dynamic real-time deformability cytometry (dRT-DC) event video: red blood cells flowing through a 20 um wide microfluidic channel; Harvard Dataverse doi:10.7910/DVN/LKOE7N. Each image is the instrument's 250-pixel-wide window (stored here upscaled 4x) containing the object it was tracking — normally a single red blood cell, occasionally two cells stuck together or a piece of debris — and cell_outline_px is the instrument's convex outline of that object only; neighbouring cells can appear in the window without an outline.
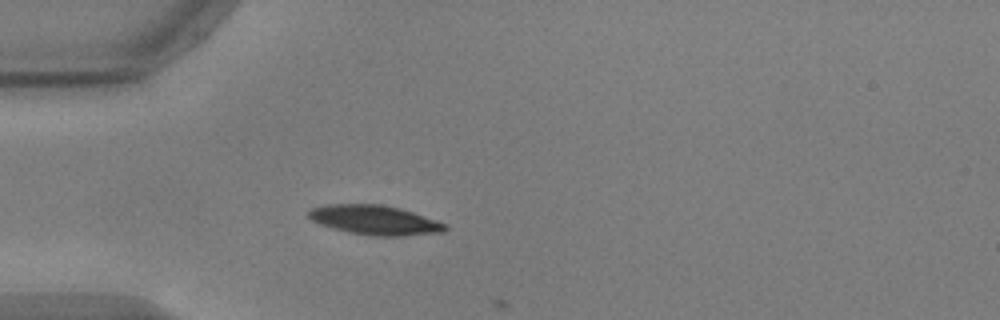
{"species": "common noctule bat (a hibernating species)", "species_latin": "Nyctalus noctula", "temperature_condition": "warm", "stored_images_in_passage": 2, "camera_frame_rate_fps": 3000, "um_per_image_px": 0.085, "animal": {"sex": "male", "body_mass_g": 17.9, "forearm_length_mm": 54.2}, "frame": {"image": 1, "passage_image": 1, "time_ms": 0.0, "image_size_px": [1000, 320], "cell_outline_px": [[448, 228], [444, 232], [404, 236], [372, 236], [348, 232], [320, 224], [312, 220], [308, 216], [308, 212], [312, 208], [328, 204], [380, 204], [400, 208], [412, 212], [444, 224]], "centroid_in_image_um": [31.84, 18.71], "position_along_channel_um": 53.2, "area_um2": 23.24}}